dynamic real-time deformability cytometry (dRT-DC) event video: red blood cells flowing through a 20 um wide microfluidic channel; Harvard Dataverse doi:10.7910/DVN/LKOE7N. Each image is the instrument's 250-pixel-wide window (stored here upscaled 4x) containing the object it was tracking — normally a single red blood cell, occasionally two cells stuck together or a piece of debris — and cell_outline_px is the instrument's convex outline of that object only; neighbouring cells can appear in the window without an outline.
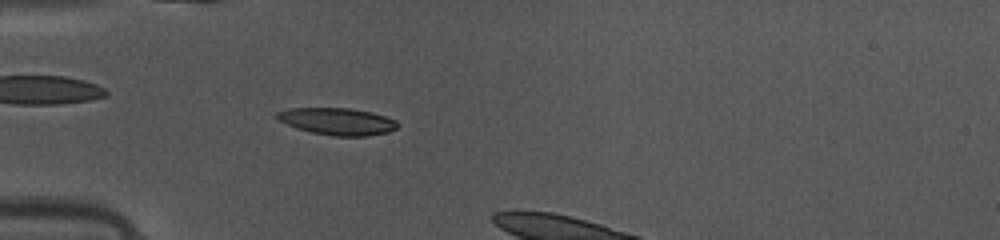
{"species": "common noctule bat (a hibernating species)", "species_latin": "Nyctalus noctula", "temperature_condition": "warm", "stored_images_in_passage": 6, "camera_frame_rate_fps": 3000, "um_per_image_px": 0.085, "animal": {"sex": "female", "body_mass_g": 10.0, "forearm_length_mm": 53.1}, "frame": {"image": 1, "passage_image": 2, "time_ms": 0.333, "image_size_px": [1000, 240], "cell_outline_px": [[400, 124], [396, 128], [388, 132], [368, 136], [332, 136], [312, 132], [296, 128], [280, 120], [276, 116], [276, 112], [292, 108], [348, 108], [372, 112], [396, 120]], "centroid_in_image_um": [28.71, 10.32], "position_along_channel_um": 56.3, "area_um2": 18.9}}
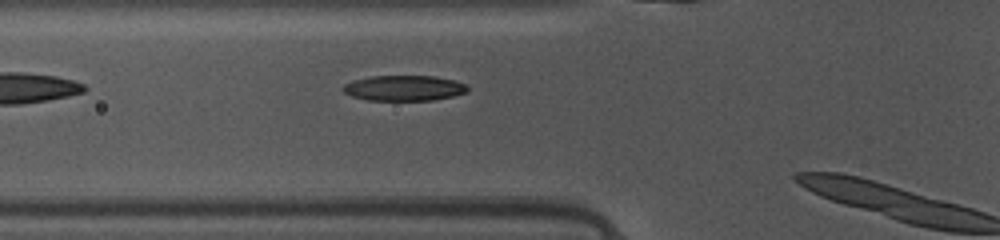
{"frame": {"image": 2, "passage_image": 5, "time_ms": 1.333, "image_size_px": [1000, 240], "cell_outline_px": [[468, 92], [452, 96], [432, 100], [368, 100], [352, 96], [344, 92], [340, 88], [344, 84], [352, 80], [372, 76], [436, 76], [456, 80], [468, 84]], "centroid_in_image_um": [34.36, 7.48], "position_along_channel_um": 91.4, "area_um2": 18.61}}